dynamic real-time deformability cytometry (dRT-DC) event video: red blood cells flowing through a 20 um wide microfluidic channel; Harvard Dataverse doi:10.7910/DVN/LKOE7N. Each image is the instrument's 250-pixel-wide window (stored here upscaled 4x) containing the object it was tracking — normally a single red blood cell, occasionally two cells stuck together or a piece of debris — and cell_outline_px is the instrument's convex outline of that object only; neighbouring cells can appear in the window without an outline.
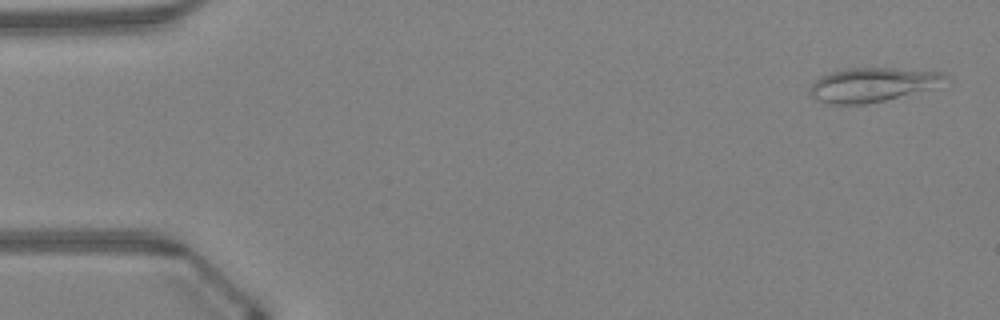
{"species": "Egyptian fruit bat (a non-hibernating species)", "species_latin": "Rousettus aegyptiacus", "temperature_condition": "warm", "stored_images_in_passage": 47, "camera_frame_rate_fps": 3000, "um_per_image_px": 0.085, "animal": {"sex": "female"}, "frame": {"image": 1, "passage_image": 2, "time_ms": 0.333, "image_size_px": [1000, 320], "cell_outline_px": [[952, 80], [932, 88], [884, 100], [864, 104], [828, 104], [816, 100], [808, 92], [812, 80], [828, 72], [848, 68], [892, 68], [944, 72], [952, 76]], "centroid_in_image_um": [74.16, 7.19], "position_along_channel_um": 10.8, "area_um2": 27.34}}
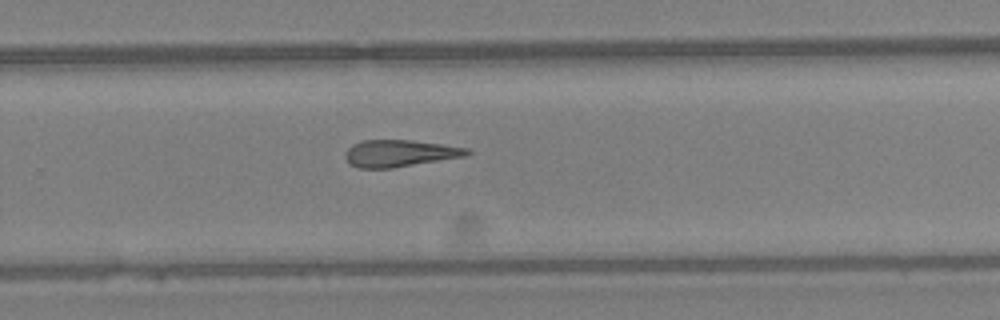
{"frame": {"image": 2, "passage_image": 31, "time_ms": 10.0, "image_size_px": [1000, 320], "cell_outline_px": [[472, 152], [464, 156], [392, 168], [360, 168], [348, 164], [344, 156], [344, 152], [352, 144], [360, 140], [412, 140], [468, 148]], "centroid_in_image_um": [33.9, 13.03], "position_along_channel_um": 295.9, "area_um2": 19.07}}
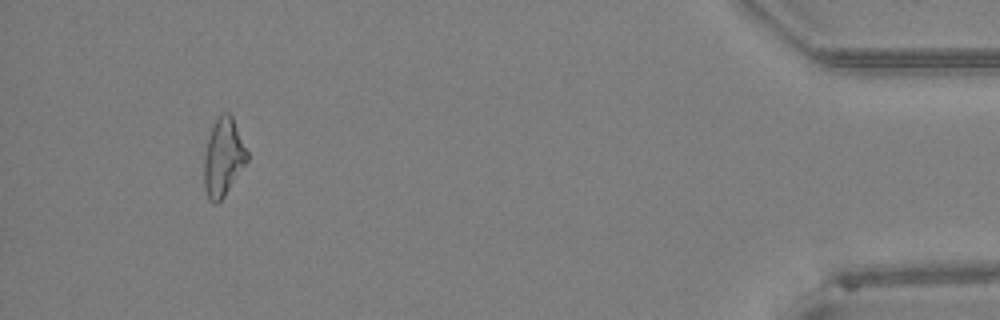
{"frame": {"image": 3, "passage_image": 44, "time_ms": 14.333, "image_size_px": [1000, 320], "cell_outline_px": [[248, 160], [224, 196], [216, 204], [208, 200], [204, 188], [204, 156], [208, 140], [212, 128], [220, 112], [228, 112], [232, 116], [248, 152]], "centroid_in_image_um": [18.97, 13.38], "position_along_channel_um": 416.2, "area_um2": 19.36}}